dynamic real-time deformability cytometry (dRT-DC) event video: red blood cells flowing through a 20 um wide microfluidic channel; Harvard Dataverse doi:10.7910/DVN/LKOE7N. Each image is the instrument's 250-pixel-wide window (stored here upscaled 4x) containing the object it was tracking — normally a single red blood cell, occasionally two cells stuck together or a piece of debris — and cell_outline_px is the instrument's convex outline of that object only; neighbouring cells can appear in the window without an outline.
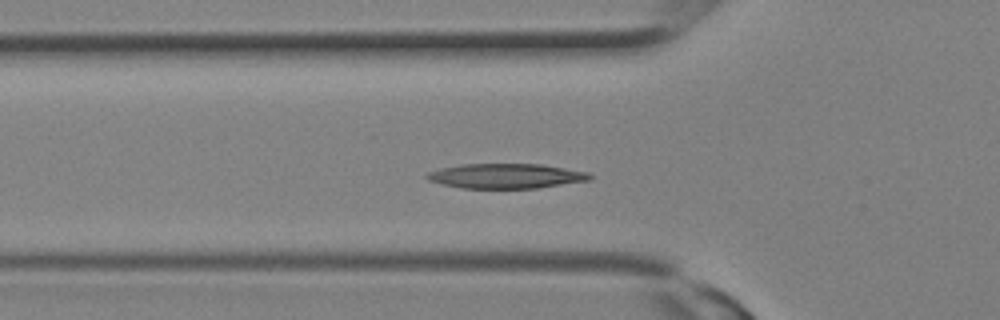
{"species": "Egyptian fruit bat (a non-hibernating species)", "species_latin": "Rousettus aegyptiacus", "temperature_condition": "room temperature", "stored_images_in_passage": 15, "camera_frame_rate_fps": 3000, "um_per_image_px": 0.085, "animal": {"sex": "female"}, "frame": {"image": 1, "passage_image": 9, "time_ms": 2.667, "image_size_px": [1000, 320], "cell_outline_px": [[592, 180], [536, 188], [460, 188], [428, 180], [424, 176], [428, 172], [440, 168], [464, 164], [540, 164], [588, 172], [592, 176]], "centroid_in_image_um": [43.01, 14.96], "position_along_channel_um": 82.8, "area_um2": 23.47}}
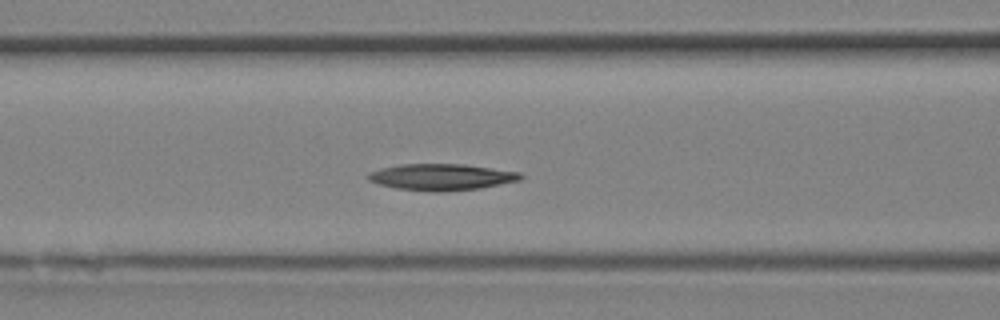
{"frame": {"image": 2, "passage_image": 11, "time_ms": 3.333, "image_size_px": [1000, 320], "cell_outline_px": [[524, 176], [520, 180], [480, 188], [440, 192], [432, 192], [396, 188], [380, 184], [368, 180], [368, 172], [380, 168], [400, 164], [464, 164], [520, 172]], "centroid_in_image_um": [37.52, 15.04], "position_along_channel_um": 129.1, "area_um2": 23.47}}
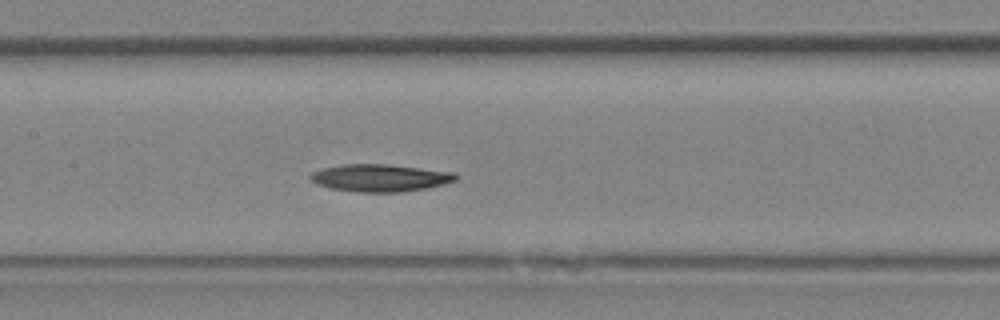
{"frame": {"image": 3, "passage_image": 13, "time_ms": 4.0, "image_size_px": [1000, 320], "cell_outline_px": [[460, 176], [456, 180], [444, 184], [428, 188], [400, 192], [356, 192], [332, 188], [316, 184], [308, 176], [312, 172], [324, 168], [344, 164], [388, 164], [456, 172]], "centroid_in_image_um": [32.36, 15.12], "position_along_channel_um": 175.0, "area_um2": 23.29}}